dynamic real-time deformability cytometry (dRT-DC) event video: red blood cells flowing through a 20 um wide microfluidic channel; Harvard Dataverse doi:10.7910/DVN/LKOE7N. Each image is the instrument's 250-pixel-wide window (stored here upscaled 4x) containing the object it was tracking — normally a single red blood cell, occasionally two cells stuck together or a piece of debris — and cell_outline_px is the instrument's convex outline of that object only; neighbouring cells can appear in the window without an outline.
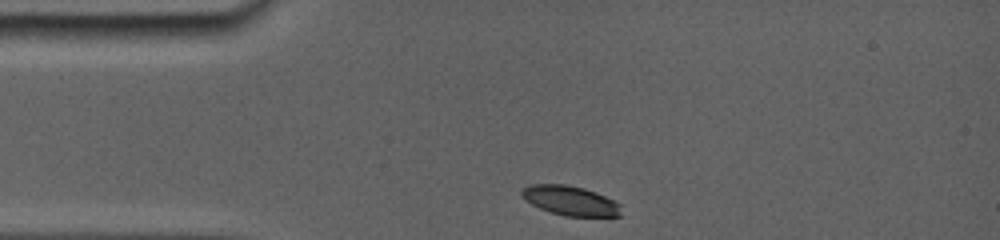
{"species": "common noctule bat (a hibernating species)", "species_latin": "Nyctalus noctula", "temperature_condition": "room temperature", "stored_images_in_passage": 10, "camera_frame_rate_fps": 5000, "um_per_image_px": 0.085, "animal": {"sex": "female", "body_mass_g": 19.0, "forearm_length_mm": 56.7}, "frame": {"image": 1, "passage_image": 1, "time_ms": 0.0, "image_size_px": [1000, 240], "cell_outline_px": [[624, 216], [564, 216], [540, 208], [524, 200], [520, 196], [520, 192], [528, 184], [564, 184], [584, 188], [596, 192], [616, 200], [620, 204]], "centroid_in_image_um": [48.51, 17.05], "position_along_channel_um": 36.5, "area_um2": 17.4}}
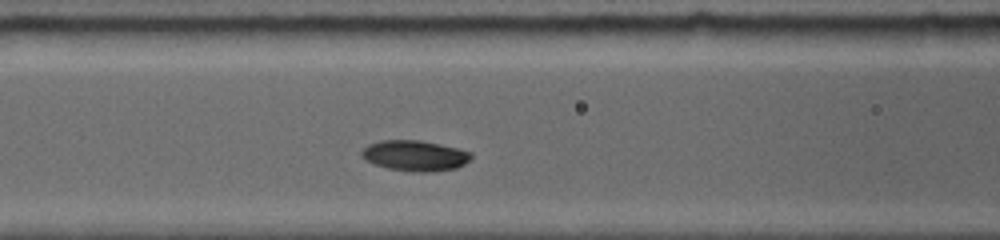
{"frame": {"image": 2, "passage_image": 6, "time_ms": 3.2, "image_size_px": [1000, 240], "cell_outline_px": [[472, 156], [464, 164], [456, 168], [436, 172], [416, 172], [388, 168], [376, 164], [360, 156], [360, 152], [364, 148], [372, 144], [384, 140], [416, 140], [456, 148], [472, 152]], "centroid_in_image_um": [35.29, 13.24], "position_along_channel_um": 131.3, "area_um2": 19.13}}
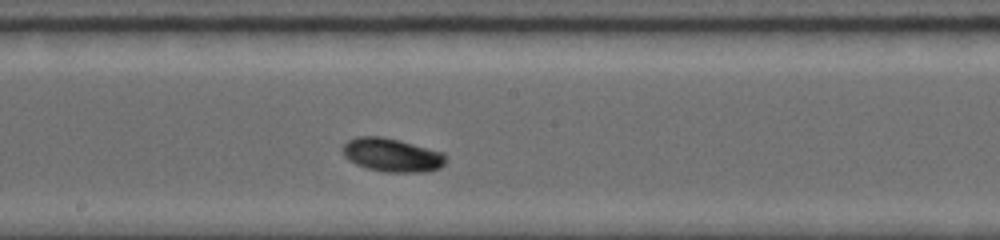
{"frame": {"image": 3, "passage_image": 10, "time_ms": 5.4, "image_size_px": [1000, 240], "cell_outline_px": [[444, 164], [440, 168], [424, 172], [384, 172], [368, 168], [356, 164], [348, 160], [344, 156], [344, 144], [348, 140], [360, 136], [380, 136], [444, 152]], "centroid_in_image_um": [33.31, 13.19], "position_along_channel_um": 214.9, "area_um2": 19.83}}